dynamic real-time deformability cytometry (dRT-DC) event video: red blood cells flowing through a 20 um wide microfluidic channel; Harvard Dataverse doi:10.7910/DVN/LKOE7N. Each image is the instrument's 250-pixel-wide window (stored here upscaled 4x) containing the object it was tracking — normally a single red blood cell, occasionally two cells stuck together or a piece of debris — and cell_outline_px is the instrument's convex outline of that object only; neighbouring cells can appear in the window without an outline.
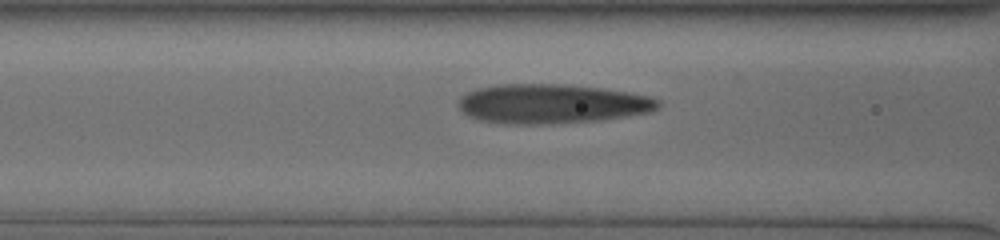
{"species": "human", "species_latin": "Homo sapiens", "temperature_condition": "cold", "stored_images_in_passage": 12, "camera_frame_rate_fps": 3000, "um_per_image_px": 0.085, "donor": {"sex": "male"}, "frame": {"image": 1, "passage_image": 5, "time_ms": 1.333, "image_size_px": [1000, 240], "cell_outline_px": [[660, 104], [652, 112], [600, 120], [548, 124], [500, 124], [480, 120], [468, 116], [456, 104], [456, 100], [464, 92], [476, 88], [496, 84], [564, 84], [600, 88], [648, 96], [660, 100]], "centroid_in_image_um": [46.81, 8.82], "position_along_channel_um": 119.8, "area_um2": 46.24}}
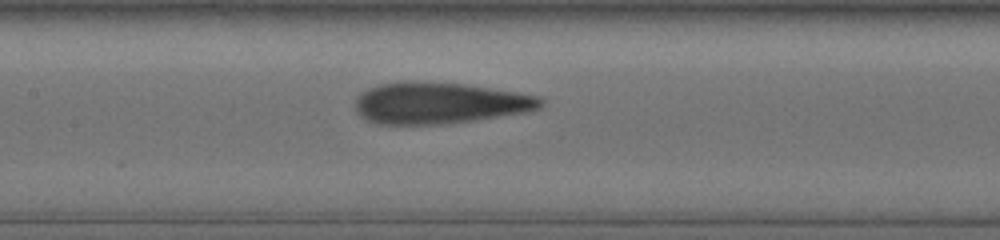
{"frame": {"image": 2, "passage_image": 10, "time_ms": 2.667, "image_size_px": [1000, 240], "cell_outline_px": [[544, 100], [540, 108], [524, 112], [472, 120], [440, 124], [376, 124], [360, 116], [356, 112], [356, 100], [368, 88], [380, 84], [412, 80], [464, 84], [536, 96]], "centroid_in_image_um": [37.29, 8.75], "position_along_channel_um": 170.1, "area_um2": 44.16}}